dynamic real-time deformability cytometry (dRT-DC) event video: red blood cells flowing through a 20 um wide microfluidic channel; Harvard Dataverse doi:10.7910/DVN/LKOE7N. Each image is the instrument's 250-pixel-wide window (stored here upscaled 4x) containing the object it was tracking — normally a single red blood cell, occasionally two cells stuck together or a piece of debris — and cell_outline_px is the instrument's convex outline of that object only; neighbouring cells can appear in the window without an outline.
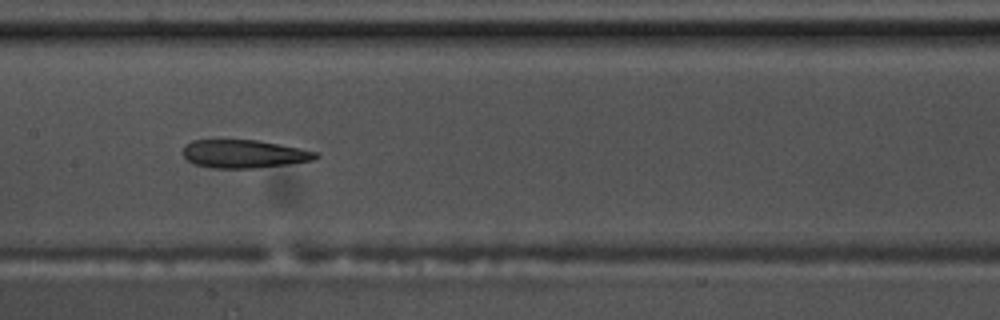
{"species": "common noctule bat (a hibernating species)", "species_latin": "Nyctalus noctula", "temperature_condition": "warm", "stored_images_in_passage": 7, "camera_frame_rate_fps": 3000, "um_per_image_px": 0.085, "animal": {"sex": "male", "body_mass_g": 17.5, "forearm_length_mm": 52.3}, "frame": {"image": 1, "passage_image": 6, "time_ms": 1.667, "image_size_px": [1000, 320], "cell_outline_px": [[320, 156], [312, 160], [288, 164], [252, 168], [212, 168], [192, 164], [184, 156], [184, 148], [192, 140], [256, 140], [280, 144], [320, 152]], "centroid_in_image_um": [20.77, 13.08], "position_along_channel_um": 186.6, "area_um2": 21.73}}